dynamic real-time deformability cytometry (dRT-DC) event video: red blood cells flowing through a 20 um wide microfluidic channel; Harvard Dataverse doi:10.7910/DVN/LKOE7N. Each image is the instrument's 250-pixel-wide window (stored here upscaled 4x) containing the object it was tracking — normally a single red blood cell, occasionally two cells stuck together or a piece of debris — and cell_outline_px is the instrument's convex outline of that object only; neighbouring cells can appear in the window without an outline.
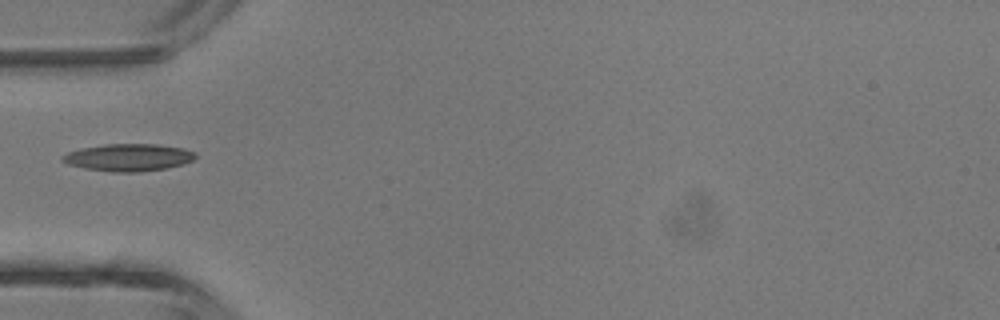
{"species": "common noctule bat (a hibernating species)", "species_latin": "Nyctalus noctula", "temperature_condition": "room temperature", "stored_images_in_passage": 4, "camera_frame_rate_fps": 3000, "um_per_image_px": 0.085, "animal": {"sex": "male", "body_mass_g": 13.3}, "frame": {"image": 1, "passage_image": 4, "time_ms": 3.667, "image_size_px": [1000, 320], "cell_outline_px": [[196, 156], [192, 160], [184, 164], [164, 168], [140, 172], [112, 172], [84, 168], [68, 164], [60, 160], [60, 156], [68, 152], [80, 148], [104, 144], [160, 144], [184, 148], [196, 152]], "centroid_in_image_um": [10.9, 13.37], "position_along_channel_um": 74.1, "area_um2": 21.33}}